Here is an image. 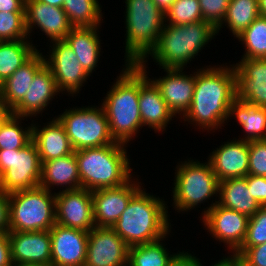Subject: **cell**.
Here are the masks:
<instances>
[{
    "mask_svg": "<svg viewBox=\"0 0 266 266\" xmlns=\"http://www.w3.org/2000/svg\"><path fill=\"white\" fill-rule=\"evenodd\" d=\"M230 66L201 67L195 72L193 99L181 117L184 121L208 131L217 130L227 122L229 107L237 97L236 72L234 66Z\"/></svg>",
    "mask_w": 266,
    "mask_h": 266,
    "instance_id": "obj_1",
    "label": "cell"
},
{
    "mask_svg": "<svg viewBox=\"0 0 266 266\" xmlns=\"http://www.w3.org/2000/svg\"><path fill=\"white\" fill-rule=\"evenodd\" d=\"M143 190L131 198L111 227L129 246L165 239L171 231L166 202Z\"/></svg>",
    "mask_w": 266,
    "mask_h": 266,
    "instance_id": "obj_2",
    "label": "cell"
},
{
    "mask_svg": "<svg viewBox=\"0 0 266 266\" xmlns=\"http://www.w3.org/2000/svg\"><path fill=\"white\" fill-rule=\"evenodd\" d=\"M116 82L106 93L102 106L116 142L127 144L137 135L142 120L139 110V66L125 64Z\"/></svg>",
    "mask_w": 266,
    "mask_h": 266,
    "instance_id": "obj_3",
    "label": "cell"
},
{
    "mask_svg": "<svg viewBox=\"0 0 266 266\" xmlns=\"http://www.w3.org/2000/svg\"><path fill=\"white\" fill-rule=\"evenodd\" d=\"M126 147V144L116 142L74 151L81 188L95 191L128 182L132 178V169Z\"/></svg>",
    "mask_w": 266,
    "mask_h": 266,
    "instance_id": "obj_4",
    "label": "cell"
},
{
    "mask_svg": "<svg viewBox=\"0 0 266 266\" xmlns=\"http://www.w3.org/2000/svg\"><path fill=\"white\" fill-rule=\"evenodd\" d=\"M217 34L206 21L185 25L166 24L160 32L156 46L150 51L161 69H184Z\"/></svg>",
    "mask_w": 266,
    "mask_h": 266,
    "instance_id": "obj_5",
    "label": "cell"
},
{
    "mask_svg": "<svg viewBox=\"0 0 266 266\" xmlns=\"http://www.w3.org/2000/svg\"><path fill=\"white\" fill-rule=\"evenodd\" d=\"M126 64L146 61L165 26V14L152 0H126Z\"/></svg>",
    "mask_w": 266,
    "mask_h": 266,
    "instance_id": "obj_6",
    "label": "cell"
},
{
    "mask_svg": "<svg viewBox=\"0 0 266 266\" xmlns=\"http://www.w3.org/2000/svg\"><path fill=\"white\" fill-rule=\"evenodd\" d=\"M9 231L50 230L56 224L55 192L37 186L9 193Z\"/></svg>",
    "mask_w": 266,
    "mask_h": 266,
    "instance_id": "obj_7",
    "label": "cell"
},
{
    "mask_svg": "<svg viewBox=\"0 0 266 266\" xmlns=\"http://www.w3.org/2000/svg\"><path fill=\"white\" fill-rule=\"evenodd\" d=\"M176 168L172 199L177 212L194 209L215 194L218 196L219 181L209 161L200 163L188 159L178 163Z\"/></svg>",
    "mask_w": 266,
    "mask_h": 266,
    "instance_id": "obj_8",
    "label": "cell"
},
{
    "mask_svg": "<svg viewBox=\"0 0 266 266\" xmlns=\"http://www.w3.org/2000/svg\"><path fill=\"white\" fill-rule=\"evenodd\" d=\"M65 110L57 119L64 126L74 151L116 143L102 105Z\"/></svg>",
    "mask_w": 266,
    "mask_h": 266,
    "instance_id": "obj_9",
    "label": "cell"
},
{
    "mask_svg": "<svg viewBox=\"0 0 266 266\" xmlns=\"http://www.w3.org/2000/svg\"><path fill=\"white\" fill-rule=\"evenodd\" d=\"M42 163L33 141L18 150H0L1 189L12 193L39 186Z\"/></svg>",
    "mask_w": 266,
    "mask_h": 266,
    "instance_id": "obj_10",
    "label": "cell"
},
{
    "mask_svg": "<svg viewBox=\"0 0 266 266\" xmlns=\"http://www.w3.org/2000/svg\"><path fill=\"white\" fill-rule=\"evenodd\" d=\"M202 212V222L212 238L227 245L235 253L243 244L249 217L218 204V200Z\"/></svg>",
    "mask_w": 266,
    "mask_h": 266,
    "instance_id": "obj_11",
    "label": "cell"
},
{
    "mask_svg": "<svg viewBox=\"0 0 266 266\" xmlns=\"http://www.w3.org/2000/svg\"><path fill=\"white\" fill-rule=\"evenodd\" d=\"M50 43L52 50L47 55L49 58L44 57L45 65L52 71L59 92L66 91L74 97L90 75L64 40Z\"/></svg>",
    "mask_w": 266,
    "mask_h": 266,
    "instance_id": "obj_12",
    "label": "cell"
},
{
    "mask_svg": "<svg viewBox=\"0 0 266 266\" xmlns=\"http://www.w3.org/2000/svg\"><path fill=\"white\" fill-rule=\"evenodd\" d=\"M56 223L89 232L95 227L92 191L85 188L55 193Z\"/></svg>",
    "mask_w": 266,
    "mask_h": 266,
    "instance_id": "obj_13",
    "label": "cell"
},
{
    "mask_svg": "<svg viewBox=\"0 0 266 266\" xmlns=\"http://www.w3.org/2000/svg\"><path fill=\"white\" fill-rule=\"evenodd\" d=\"M129 245L110 227H94L88 233L84 266H123Z\"/></svg>",
    "mask_w": 266,
    "mask_h": 266,
    "instance_id": "obj_14",
    "label": "cell"
},
{
    "mask_svg": "<svg viewBox=\"0 0 266 266\" xmlns=\"http://www.w3.org/2000/svg\"><path fill=\"white\" fill-rule=\"evenodd\" d=\"M139 110L143 126L156 132L166 130L167 124L175 116L162 98L159 88L149 78L146 61H139Z\"/></svg>",
    "mask_w": 266,
    "mask_h": 266,
    "instance_id": "obj_15",
    "label": "cell"
},
{
    "mask_svg": "<svg viewBox=\"0 0 266 266\" xmlns=\"http://www.w3.org/2000/svg\"><path fill=\"white\" fill-rule=\"evenodd\" d=\"M51 266H84L88 233L55 224L50 230Z\"/></svg>",
    "mask_w": 266,
    "mask_h": 266,
    "instance_id": "obj_16",
    "label": "cell"
},
{
    "mask_svg": "<svg viewBox=\"0 0 266 266\" xmlns=\"http://www.w3.org/2000/svg\"><path fill=\"white\" fill-rule=\"evenodd\" d=\"M132 178L125 184L92 191L95 227H112L131 198L141 189Z\"/></svg>",
    "mask_w": 266,
    "mask_h": 266,
    "instance_id": "obj_17",
    "label": "cell"
},
{
    "mask_svg": "<svg viewBox=\"0 0 266 266\" xmlns=\"http://www.w3.org/2000/svg\"><path fill=\"white\" fill-rule=\"evenodd\" d=\"M25 27L28 37L38 27L51 42L64 40L73 28L63 8L36 0H25Z\"/></svg>",
    "mask_w": 266,
    "mask_h": 266,
    "instance_id": "obj_18",
    "label": "cell"
},
{
    "mask_svg": "<svg viewBox=\"0 0 266 266\" xmlns=\"http://www.w3.org/2000/svg\"><path fill=\"white\" fill-rule=\"evenodd\" d=\"M13 264L51 265V237L49 230L9 231Z\"/></svg>",
    "mask_w": 266,
    "mask_h": 266,
    "instance_id": "obj_19",
    "label": "cell"
},
{
    "mask_svg": "<svg viewBox=\"0 0 266 266\" xmlns=\"http://www.w3.org/2000/svg\"><path fill=\"white\" fill-rule=\"evenodd\" d=\"M237 97L256 107H266V58L241 59L233 64Z\"/></svg>",
    "mask_w": 266,
    "mask_h": 266,
    "instance_id": "obj_20",
    "label": "cell"
},
{
    "mask_svg": "<svg viewBox=\"0 0 266 266\" xmlns=\"http://www.w3.org/2000/svg\"><path fill=\"white\" fill-rule=\"evenodd\" d=\"M209 156L207 161L219 182L249 174V141L233 139L213 150Z\"/></svg>",
    "mask_w": 266,
    "mask_h": 266,
    "instance_id": "obj_21",
    "label": "cell"
},
{
    "mask_svg": "<svg viewBox=\"0 0 266 266\" xmlns=\"http://www.w3.org/2000/svg\"><path fill=\"white\" fill-rule=\"evenodd\" d=\"M184 69L166 68V75L151 79L159 88L160 94L175 116H184L189 110L195 88V72L186 75Z\"/></svg>",
    "mask_w": 266,
    "mask_h": 266,
    "instance_id": "obj_22",
    "label": "cell"
},
{
    "mask_svg": "<svg viewBox=\"0 0 266 266\" xmlns=\"http://www.w3.org/2000/svg\"><path fill=\"white\" fill-rule=\"evenodd\" d=\"M60 94L52 71L44 65L34 76L28 92L11 114L24 118L36 116L43 112L54 96Z\"/></svg>",
    "mask_w": 266,
    "mask_h": 266,
    "instance_id": "obj_23",
    "label": "cell"
},
{
    "mask_svg": "<svg viewBox=\"0 0 266 266\" xmlns=\"http://www.w3.org/2000/svg\"><path fill=\"white\" fill-rule=\"evenodd\" d=\"M39 127L32 124V141L37 147L41 162L61 158L74 152L65 128L57 117L44 127Z\"/></svg>",
    "mask_w": 266,
    "mask_h": 266,
    "instance_id": "obj_24",
    "label": "cell"
},
{
    "mask_svg": "<svg viewBox=\"0 0 266 266\" xmlns=\"http://www.w3.org/2000/svg\"><path fill=\"white\" fill-rule=\"evenodd\" d=\"M39 52L38 50L8 79L0 84V96L10 111L22 101L25 94L28 92L35 74L45 65V56Z\"/></svg>",
    "mask_w": 266,
    "mask_h": 266,
    "instance_id": "obj_25",
    "label": "cell"
},
{
    "mask_svg": "<svg viewBox=\"0 0 266 266\" xmlns=\"http://www.w3.org/2000/svg\"><path fill=\"white\" fill-rule=\"evenodd\" d=\"M41 163V180L39 186L48 191H52L50 188L55 185L56 187L59 185L66 187L64 189L65 191L81 188L75 152Z\"/></svg>",
    "mask_w": 266,
    "mask_h": 266,
    "instance_id": "obj_26",
    "label": "cell"
},
{
    "mask_svg": "<svg viewBox=\"0 0 266 266\" xmlns=\"http://www.w3.org/2000/svg\"><path fill=\"white\" fill-rule=\"evenodd\" d=\"M99 27H73L64 41L72 48L81 66L91 76L101 52Z\"/></svg>",
    "mask_w": 266,
    "mask_h": 266,
    "instance_id": "obj_27",
    "label": "cell"
},
{
    "mask_svg": "<svg viewBox=\"0 0 266 266\" xmlns=\"http://www.w3.org/2000/svg\"><path fill=\"white\" fill-rule=\"evenodd\" d=\"M218 204L227 209L235 210L248 217L253 216L260 205L252 198L248 190L247 179L229 178L219 182Z\"/></svg>",
    "mask_w": 266,
    "mask_h": 266,
    "instance_id": "obj_28",
    "label": "cell"
},
{
    "mask_svg": "<svg viewBox=\"0 0 266 266\" xmlns=\"http://www.w3.org/2000/svg\"><path fill=\"white\" fill-rule=\"evenodd\" d=\"M232 116L247 133L240 140L266 139V107H256L236 97L229 107L228 120Z\"/></svg>",
    "mask_w": 266,
    "mask_h": 266,
    "instance_id": "obj_29",
    "label": "cell"
},
{
    "mask_svg": "<svg viewBox=\"0 0 266 266\" xmlns=\"http://www.w3.org/2000/svg\"><path fill=\"white\" fill-rule=\"evenodd\" d=\"M37 51L36 46L28 39L0 41V84L8 79Z\"/></svg>",
    "mask_w": 266,
    "mask_h": 266,
    "instance_id": "obj_30",
    "label": "cell"
},
{
    "mask_svg": "<svg viewBox=\"0 0 266 266\" xmlns=\"http://www.w3.org/2000/svg\"><path fill=\"white\" fill-rule=\"evenodd\" d=\"M164 239L129 247L128 264L130 266H169L181 253L170 254L162 244Z\"/></svg>",
    "mask_w": 266,
    "mask_h": 266,
    "instance_id": "obj_31",
    "label": "cell"
},
{
    "mask_svg": "<svg viewBox=\"0 0 266 266\" xmlns=\"http://www.w3.org/2000/svg\"><path fill=\"white\" fill-rule=\"evenodd\" d=\"M101 7L98 0H64L62 6L73 27H100Z\"/></svg>",
    "mask_w": 266,
    "mask_h": 266,
    "instance_id": "obj_32",
    "label": "cell"
},
{
    "mask_svg": "<svg viewBox=\"0 0 266 266\" xmlns=\"http://www.w3.org/2000/svg\"><path fill=\"white\" fill-rule=\"evenodd\" d=\"M259 16L258 0H230L222 24L237 37Z\"/></svg>",
    "mask_w": 266,
    "mask_h": 266,
    "instance_id": "obj_33",
    "label": "cell"
},
{
    "mask_svg": "<svg viewBox=\"0 0 266 266\" xmlns=\"http://www.w3.org/2000/svg\"><path fill=\"white\" fill-rule=\"evenodd\" d=\"M24 117L10 114L0 124V150H18L25 147L32 141L31 126L21 127V121Z\"/></svg>",
    "mask_w": 266,
    "mask_h": 266,
    "instance_id": "obj_34",
    "label": "cell"
},
{
    "mask_svg": "<svg viewBox=\"0 0 266 266\" xmlns=\"http://www.w3.org/2000/svg\"><path fill=\"white\" fill-rule=\"evenodd\" d=\"M236 38L245 45L242 59L266 58V17L256 18Z\"/></svg>",
    "mask_w": 266,
    "mask_h": 266,
    "instance_id": "obj_35",
    "label": "cell"
},
{
    "mask_svg": "<svg viewBox=\"0 0 266 266\" xmlns=\"http://www.w3.org/2000/svg\"><path fill=\"white\" fill-rule=\"evenodd\" d=\"M204 21L199 0H176L165 13V22L173 25H185Z\"/></svg>",
    "mask_w": 266,
    "mask_h": 266,
    "instance_id": "obj_36",
    "label": "cell"
},
{
    "mask_svg": "<svg viewBox=\"0 0 266 266\" xmlns=\"http://www.w3.org/2000/svg\"><path fill=\"white\" fill-rule=\"evenodd\" d=\"M25 12L0 11V41L28 39Z\"/></svg>",
    "mask_w": 266,
    "mask_h": 266,
    "instance_id": "obj_37",
    "label": "cell"
},
{
    "mask_svg": "<svg viewBox=\"0 0 266 266\" xmlns=\"http://www.w3.org/2000/svg\"><path fill=\"white\" fill-rule=\"evenodd\" d=\"M266 242V206L248 220L247 233L242 246H257Z\"/></svg>",
    "mask_w": 266,
    "mask_h": 266,
    "instance_id": "obj_38",
    "label": "cell"
},
{
    "mask_svg": "<svg viewBox=\"0 0 266 266\" xmlns=\"http://www.w3.org/2000/svg\"><path fill=\"white\" fill-rule=\"evenodd\" d=\"M230 0H199L203 20L210 23L217 32L223 28L222 22L227 13Z\"/></svg>",
    "mask_w": 266,
    "mask_h": 266,
    "instance_id": "obj_39",
    "label": "cell"
},
{
    "mask_svg": "<svg viewBox=\"0 0 266 266\" xmlns=\"http://www.w3.org/2000/svg\"><path fill=\"white\" fill-rule=\"evenodd\" d=\"M230 257L239 266H266V242L257 246H241Z\"/></svg>",
    "mask_w": 266,
    "mask_h": 266,
    "instance_id": "obj_40",
    "label": "cell"
},
{
    "mask_svg": "<svg viewBox=\"0 0 266 266\" xmlns=\"http://www.w3.org/2000/svg\"><path fill=\"white\" fill-rule=\"evenodd\" d=\"M249 174L266 177V139L249 141Z\"/></svg>",
    "mask_w": 266,
    "mask_h": 266,
    "instance_id": "obj_41",
    "label": "cell"
},
{
    "mask_svg": "<svg viewBox=\"0 0 266 266\" xmlns=\"http://www.w3.org/2000/svg\"><path fill=\"white\" fill-rule=\"evenodd\" d=\"M248 190L252 193V198L260 206H266V177L248 174L246 177Z\"/></svg>",
    "mask_w": 266,
    "mask_h": 266,
    "instance_id": "obj_42",
    "label": "cell"
},
{
    "mask_svg": "<svg viewBox=\"0 0 266 266\" xmlns=\"http://www.w3.org/2000/svg\"><path fill=\"white\" fill-rule=\"evenodd\" d=\"M9 194L0 190V232H9Z\"/></svg>",
    "mask_w": 266,
    "mask_h": 266,
    "instance_id": "obj_43",
    "label": "cell"
},
{
    "mask_svg": "<svg viewBox=\"0 0 266 266\" xmlns=\"http://www.w3.org/2000/svg\"><path fill=\"white\" fill-rule=\"evenodd\" d=\"M8 232H0V266H12Z\"/></svg>",
    "mask_w": 266,
    "mask_h": 266,
    "instance_id": "obj_44",
    "label": "cell"
},
{
    "mask_svg": "<svg viewBox=\"0 0 266 266\" xmlns=\"http://www.w3.org/2000/svg\"><path fill=\"white\" fill-rule=\"evenodd\" d=\"M181 252L175 260L169 266H204L199 261V258H196L190 252Z\"/></svg>",
    "mask_w": 266,
    "mask_h": 266,
    "instance_id": "obj_45",
    "label": "cell"
},
{
    "mask_svg": "<svg viewBox=\"0 0 266 266\" xmlns=\"http://www.w3.org/2000/svg\"><path fill=\"white\" fill-rule=\"evenodd\" d=\"M2 12H25V0H0Z\"/></svg>",
    "mask_w": 266,
    "mask_h": 266,
    "instance_id": "obj_46",
    "label": "cell"
},
{
    "mask_svg": "<svg viewBox=\"0 0 266 266\" xmlns=\"http://www.w3.org/2000/svg\"><path fill=\"white\" fill-rule=\"evenodd\" d=\"M156 6L165 14L169 9L170 6L176 1V0H152Z\"/></svg>",
    "mask_w": 266,
    "mask_h": 266,
    "instance_id": "obj_47",
    "label": "cell"
},
{
    "mask_svg": "<svg viewBox=\"0 0 266 266\" xmlns=\"http://www.w3.org/2000/svg\"><path fill=\"white\" fill-rule=\"evenodd\" d=\"M212 266H239V264L235 259L231 258L229 255L227 257H223V259H221L214 265L212 264Z\"/></svg>",
    "mask_w": 266,
    "mask_h": 266,
    "instance_id": "obj_48",
    "label": "cell"
},
{
    "mask_svg": "<svg viewBox=\"0 0 266 266\" xmlns=\"http://www.w3.org/2000/svg\"><path fill=\"white\" fill-rule=\"evenodd\" d=\"M11 114V111L6 107L4 100L0 96V124Z\"/></svg>",
    "mask_w": 266,
    "mask_h": 266,
    "instance_id": "obj_49",
    "label": "cell"
},
{
    "mask_svg": "<svg viewBox=\"0 0 266 266\" xmlns=\"http://www.w3.org/2000/svg\"><path fill=\"white\" fill-rule=\"evenodd\" d=\"M36 1L48 4L50 6H56L61 8L64 4V0H36Z\"/></svg>",
    "mask_w": 266,
    "mask_h": 266,
    "instance_id": "obj_50",
    "label": "cell"
},
{
    "mask_svg": "<svg viewBox=\"0 0 266 266\" xmlns=\"http://www.w3.org/2000/svg\"><path fill=\"white\" fill-rule=\"evenodd\" d=\"M259 15L266 17V0H258Z\"/></svg>",
    "mask_w": 266,
    "mask_h": 266,
    "instance_id": "obj_51",
    "label": "cell"
},
{
    "mask_svg": "<svg viewBox=\"0 0 266 266\" xmlns=\"http://www.w3.org/2000/svg\"><path fill=\"white\" fill-rule=\"evenodd\" d=\"M12 266H51V265H36V264H13Z\"/></svg>",
    "mask_w": 266,
    "mask_h": 266,
    "instance_id": "obj_52",
    "label": "cell"
}]
</instances>
